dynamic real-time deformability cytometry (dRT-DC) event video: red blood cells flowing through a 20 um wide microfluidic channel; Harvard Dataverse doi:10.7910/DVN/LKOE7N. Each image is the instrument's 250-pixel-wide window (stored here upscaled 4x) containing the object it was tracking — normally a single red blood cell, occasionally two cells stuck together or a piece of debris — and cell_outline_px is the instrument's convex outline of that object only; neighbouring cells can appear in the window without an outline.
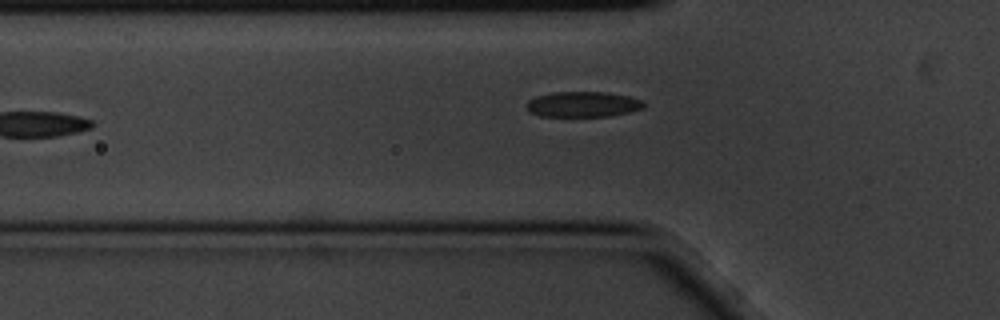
{"species": "common noctule bat (a hibernating species)", "species_latin": "Nyctalus noctula", "temperature_condition": "cold", "stored_images_in_passage": 3, "camera_frame_rate_fps": 3000, "um_per_image_px": 0.085, "animal": {"sex": "male", "body_mass_g": 20.1, "forearm_length_mm": 53.5}, "frame": {"image": 1, "passage_image": 3, "time_ms": 0.667, "image_size_px": [1000, 320], "cell_outline_px": [[644, 108], [612, 116], [540, 116], [528, 112], [524, 108], [524, 104], [528, 100], [536, 96], [552, 92], [608, 92], [628, 96], [644, 100]], "centroid_in_image_um": [49.5, 8.86], "position_along_channel_um": 76.3, "area_um2": 17.69}}